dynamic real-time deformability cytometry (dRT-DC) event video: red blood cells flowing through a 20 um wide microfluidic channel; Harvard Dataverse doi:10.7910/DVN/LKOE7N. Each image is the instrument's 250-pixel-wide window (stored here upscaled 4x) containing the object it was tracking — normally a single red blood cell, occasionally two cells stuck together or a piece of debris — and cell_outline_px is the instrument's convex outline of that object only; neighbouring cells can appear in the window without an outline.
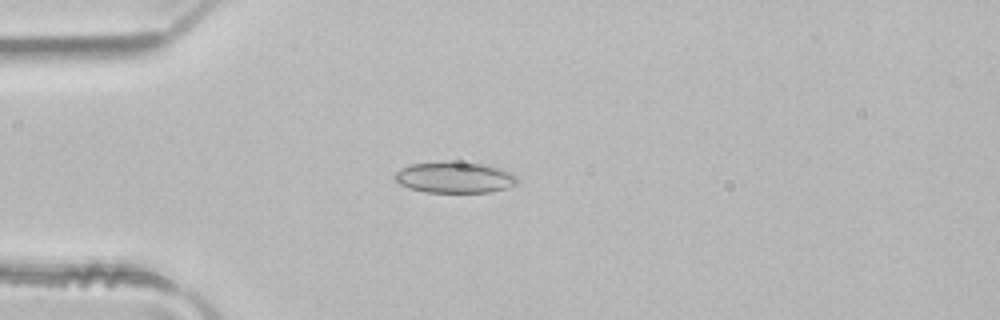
{"species": "common noctule bat (a hibernating species)", "species_latin": "Nyctalus noctula", "temperature_condition": "room temperature", "stored_images_in_passage": 1, "camera_frame_rate_fps": 3000, "um_per_image_px": 0.085, "animal": {"sex": "male", "body_mass_g": 21.5, "forearm_length_mm": 52.0}, "frame": {"image": 1, "passage_image": 1, "time_ms": 0.0, "image_size_px": [1000, 320], "cell_outline_px": [[520, 180], [516, 184], [504, 188], [488, 192], [424, 192], [400, 184], [392, 180], [392, 176], [396, 172], [412, 164], [480, 164], [500, 168], [512, 172]], "centroid_in_image_um": [38.66, 15.12], "position_along_channel_um": 46.3, "area_um2": 21.33}}